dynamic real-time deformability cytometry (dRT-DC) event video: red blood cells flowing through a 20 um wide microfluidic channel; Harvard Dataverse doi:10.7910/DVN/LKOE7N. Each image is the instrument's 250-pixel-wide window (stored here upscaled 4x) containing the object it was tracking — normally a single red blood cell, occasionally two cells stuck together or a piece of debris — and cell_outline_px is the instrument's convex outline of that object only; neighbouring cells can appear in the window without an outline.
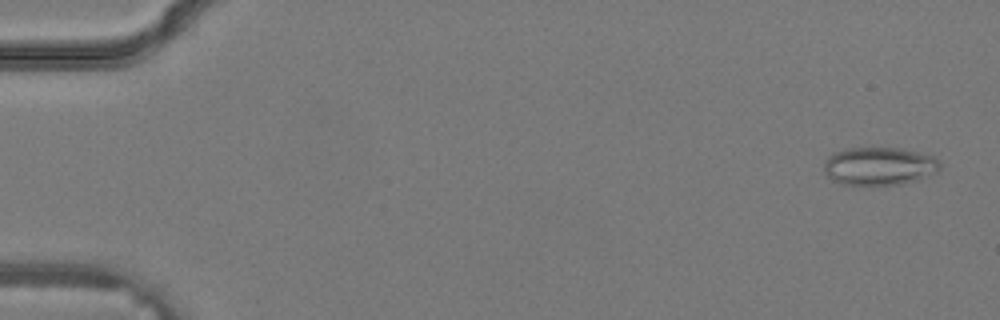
{"species": "common noctule bat (a hibernating species)", "species_latin": "Nyctalus noctula", "temperature_condition": "warm", "stored_images_in_passage": 35, "camera_frame_rate_fps": 3000, "um_per_image_px": 0.085, "animal": {"sex": "male", "body_mass_g": 19.2, "forearm_length_mm": 51.8}, "frame": {"image": 1, "passage_image": 1, "time_ms": 0.0, "image_size_px": [1000, 320], "cell_outline_px": [[940, 168], [936, 172], [916, 180], [900, 184], [844, 184], [832, 180], [824, 172], [824, 160], [828, 156], [836, 152], [852, 148], [900, 148], [932, 156], [940, 160]], "centroid_in_image_um": [74.72, 14.11], "position_along_channel_um": 10.3, "area_um2": 25.37}}
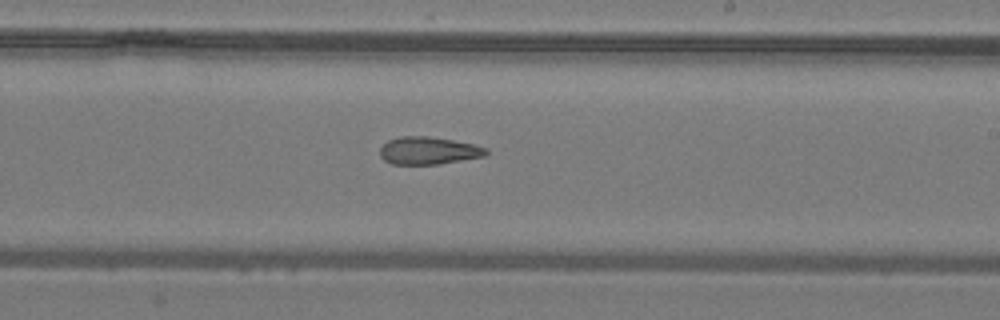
{"frame": {"image": 2, "passage_image": 21, "time_ms": 6.667, "image_size_px": [1000, 320], "cell_outline_px": [[488, 152], [484, 156], [440, 164], [392, 164], [384, 160], [380, 156], [380, 148], [388, 140], [400, 136], [428, 136], [452, 140], [472, 144], [488, 148]], "centroid_in_image_um": [36.4, 12.8], "position_along_channel_um": 252.6, "area_um2": 16.99}}
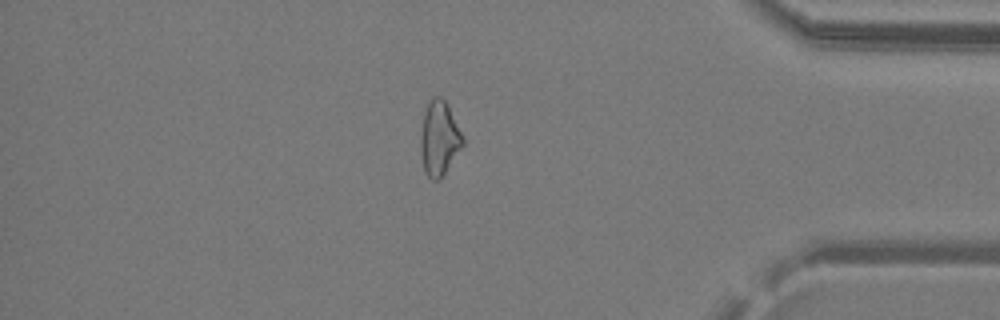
{"frame": {"image": 3, "passage_image": 30, "time_ms": 9.667, "image_size_px": [1000, 320], "cell_outline_px": [[464, 144], [440, 180], [432, 180], [424, 172], [420, 152], [420, 136], [424, 112], [432, 96], [440, 96], [448, 104], [464, 136]], "centroid_in_image_um": [37.34, 11.76], "position_along_channel_um": 397.9, "area_um2": 18.55}}